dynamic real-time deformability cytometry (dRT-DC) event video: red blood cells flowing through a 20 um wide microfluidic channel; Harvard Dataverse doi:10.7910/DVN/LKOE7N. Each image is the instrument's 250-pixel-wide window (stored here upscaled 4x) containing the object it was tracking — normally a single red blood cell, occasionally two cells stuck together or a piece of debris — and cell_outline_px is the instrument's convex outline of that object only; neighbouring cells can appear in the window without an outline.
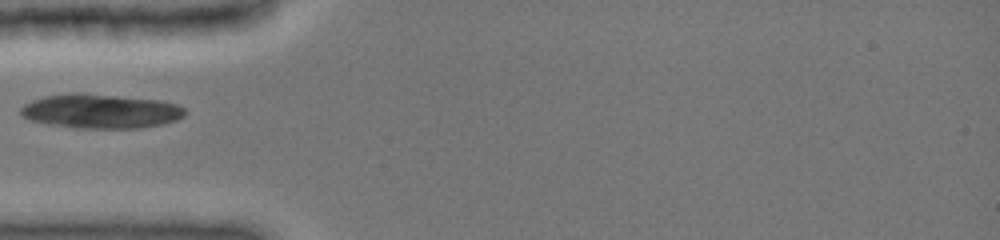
{"species": "common noctule bat (a hibernating species)", "species_latin": "Nyctalus noctula", "temperature_condition": "cold", "stored_images_in_passage": 22, "camera_frame_rate_fps": 3000, "um_per_image_px": 0.085, "animal": {"sex": "female", "body_mass_g": 19.0, "forearm_length_mm": 51.5}, "frame": {"image": 1, "passage_image": 1, "time_ms": 0.0, "image_size_px": [1000, 240], "cell_outline_px": [[184, 116], [176, 120], [160, 124], [140, 128], [72, 128], [48, 124], [28, 120], [20, 112], [20, 108], [24, 104], [32, 100], [44, 96], [72, 92], [84, 92], [160, 100], [176, 104], [184, 108]], "centroid_in_image_um": [8.51, 9.44], "position_along_channel_um": 76.5, "area_um2": 33.12}}
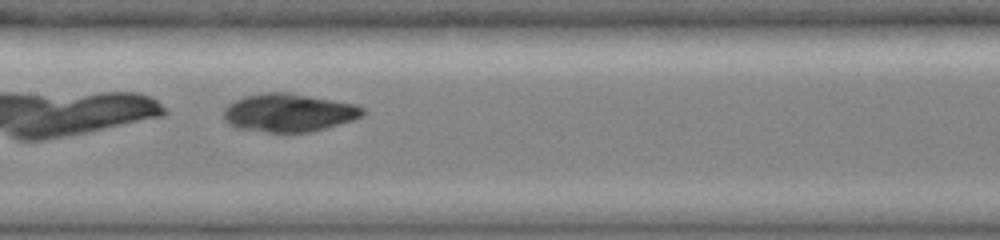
{"frame": {"image": 2, "passage_image": 9, "time_ms": 2.667, "image_size_px": [1000, 240], "cell_outline_px": [[364, 116], [356, 120], [308, 132], [268, 132], [236, 128], [228, 124], [224, 120], [224, 108], [228, 104], [244, 96], [264, 92], [288, 92], [356, 104], [364, 108]], "centroid_in_image_um": [24.55, 9.58], "position_along_channel_um": 182.8, "area_um2": 31.1}}
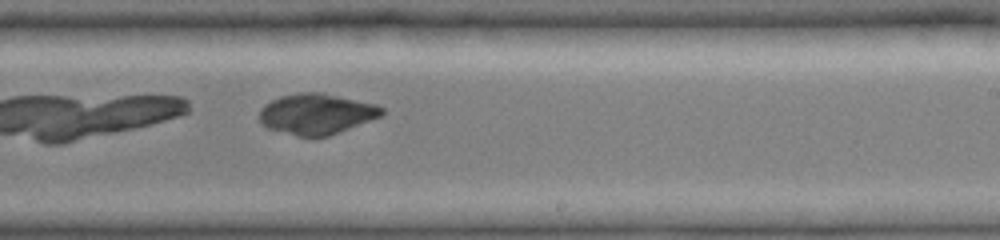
{"frame": {"image": 3, "passage_image": 15, "time_ms": 4.667, "image_size_px": [1000, 240], "cell_outline_px": [[384, 112], [380, 116], [328, 136], [300, 136], [268, 128], [260, 124], [260, 108], [264, 104], [280, 96], [300, 92], [320, 92], [376, 104], [384, 108]], "centroid_in_image_um": [26.87, 9.67], "position_along_channel_um": 262.1, "area_um2": 28.67}}